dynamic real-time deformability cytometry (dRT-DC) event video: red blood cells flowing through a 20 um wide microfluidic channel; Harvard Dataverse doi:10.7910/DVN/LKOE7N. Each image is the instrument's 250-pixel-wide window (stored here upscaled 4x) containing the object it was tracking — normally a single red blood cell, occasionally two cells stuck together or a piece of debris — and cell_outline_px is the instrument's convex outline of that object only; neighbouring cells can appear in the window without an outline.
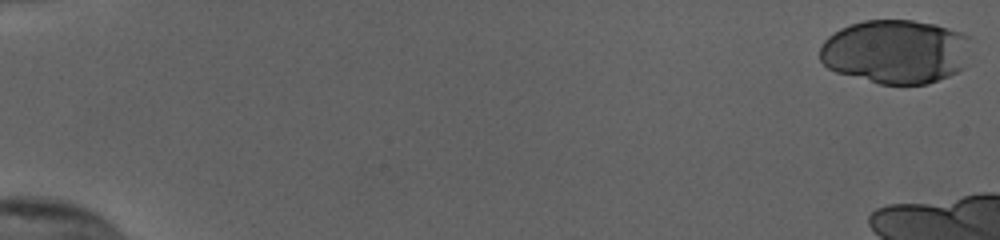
{"species": "human", "species_latin": "Homo sapiens", "temperature_condition": "cold", "stored_images_in_passage": 12, "camera_frame_rate_fps": 3000, "um_per_image_px": 0.085, "donor": {"sex": "female"}, "frame": {"image": 1, "passage_image": 1, "time_ms": 0.0, "image_size_px": [1000, 240], "cell_outline_px": [[968, 36], [964, 68], [948, 76], [928, 84], [880, 84], [836, 72], [828, 68], [820, 60], [820, 44], [828, 36], [840, 28], [864, 20], [912, 20], [936, 24], [960, 32]], "centroid_in_image_um": [76.08, 4.38], "position_along_channel_um": 8.9, "area_um2": 56.24}}